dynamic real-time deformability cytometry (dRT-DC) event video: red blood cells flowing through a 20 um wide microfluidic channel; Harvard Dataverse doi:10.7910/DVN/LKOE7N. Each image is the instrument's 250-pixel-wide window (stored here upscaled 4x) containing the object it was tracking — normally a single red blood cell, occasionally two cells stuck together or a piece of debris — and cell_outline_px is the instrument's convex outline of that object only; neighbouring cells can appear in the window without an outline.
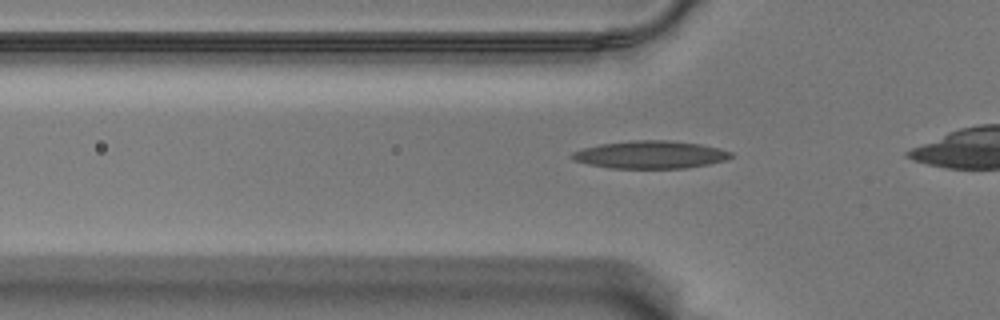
{"species": "Egyptian fruit bat (a non-hibernating species)", "species_latin": "Rousettus aegyptiacus", "temperature_condition": "warm", "stored_images_in_passage": 42, "camera_frame_rate_fps": 3000, "um_per_image_px": 0.085, "animal": {"sex": "male"}, "frame": {"image": 1, "passage_image": 14, "time_ms": 4.333, "image_size_px": [1000, 320], "cell_outline_px": [[732, 156], [724, 160], [708, 164], [684, 168], [608, 168], [588, 164], [572, 160], [568, 156], [572, 152], [580, 148], [600, 144], [632, 140], [668, 140], [700, 144], [720, 148], [732, 152]], "centroid_in_image_um": [55.21, 13.14], "position_along_channel_um": 70.6, "area_um2": 25.78}}
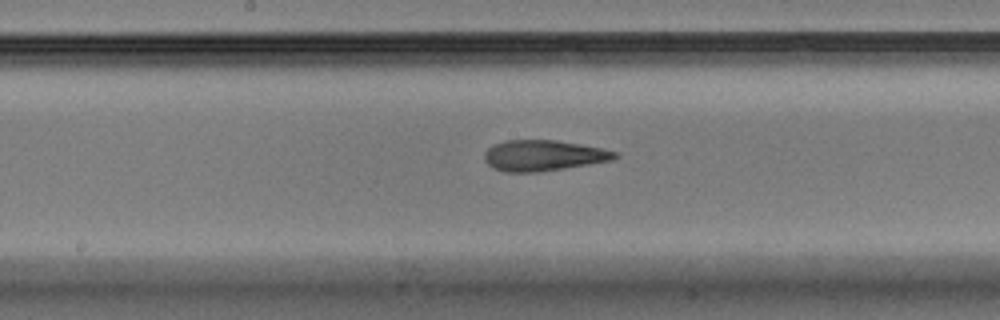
{"frame": {"image": 2, "passage_image": 25, "time_ms": 8.0, "image_size_px": [1000, 320], "cell_outline_px": [[620, 156], [612, 160], [540, 172], [504, 172], [492, 168], [484, 160], [484, 152], [488, 148], [504, 140], [556, 140], [604, 148], [620, 152]], "centroid_in_image_um": [46.21, 13.22], "position_along_channel_um": 202.0, "area_um2": 23.58}}
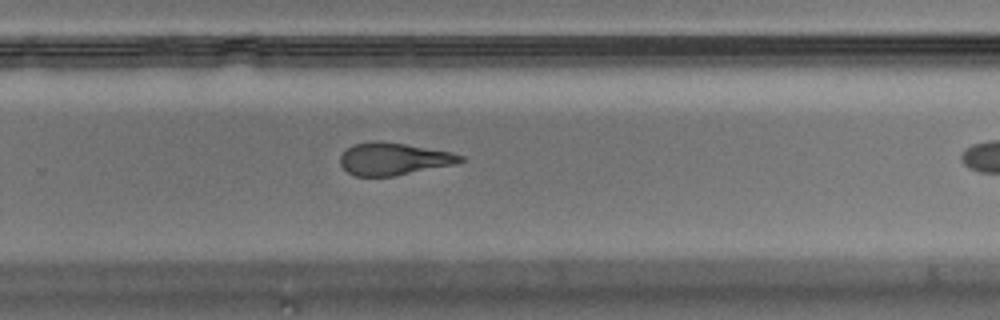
{"frame": {"image": 3, "passage_image": 33, "time_ms": 10.667, "image_size_px": [1000, 320], "cell_outline_px": [[464, 160], [456, 164], [392, 176], [356, 176], [348, 172], [340, 164], [340, 156], [352, 144], [376, 140], [380, 140], [452, 152], [464, 156]], "centroid_in_image_um": [33.45, 13.5], "position_along_channel_um": 296.3, "area_um2": 22.54}}